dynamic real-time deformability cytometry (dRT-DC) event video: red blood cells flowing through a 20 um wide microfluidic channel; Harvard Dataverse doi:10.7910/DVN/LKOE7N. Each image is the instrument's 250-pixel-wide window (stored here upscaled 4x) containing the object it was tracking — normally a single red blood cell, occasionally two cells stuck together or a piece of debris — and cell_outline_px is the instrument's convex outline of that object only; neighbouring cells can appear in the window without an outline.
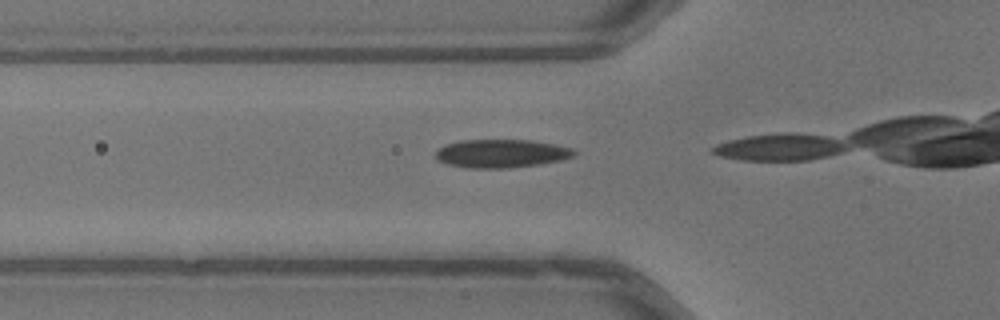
{"species": "common noctule bat (a hibernating species)", "species_latin": "Nyctalus noctula", "temperature_condition": "warm", "stored_images_in_passage": 12, "camera_frame_rate_fps": 3000, "um_per_image_px": 0.085, "animal": {"sex": "male", "body_mass_g": 13.3}, "frame": {"image": 1, "passage_image": 10, "time_ms": 3.0, "image_size_px": [1000, 320], "cell_outline_px": [[576, 156], [560, 160], [536, 164], [508, 168], [468, 168], [448, 164], [436, 160], [436, 148], [444, 144], [460, 140], [532, 140], [572, 148], [576, 152]], "centroid_in_image_um": [42.56, 13.04], "position_along_channel_um": 83.2, "area_um2": 22.89}}